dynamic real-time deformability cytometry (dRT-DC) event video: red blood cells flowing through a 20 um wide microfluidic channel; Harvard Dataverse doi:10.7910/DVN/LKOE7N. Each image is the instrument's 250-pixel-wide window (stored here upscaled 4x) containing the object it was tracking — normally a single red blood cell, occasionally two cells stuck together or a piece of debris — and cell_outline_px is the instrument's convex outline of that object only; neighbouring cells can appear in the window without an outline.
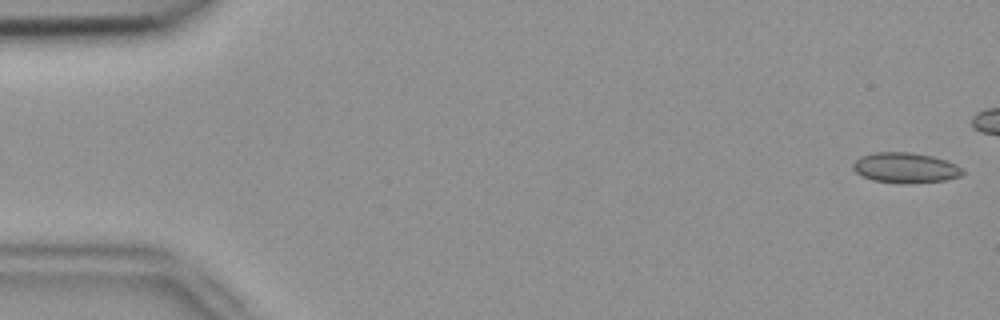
{"species": "common noctule bat (a hibernating species)", "species_latin": "Nyctalus noctula", "temperature_condition": "room temperature", "stored_images_in_passage": 5, "camera_frame_rate_fps": 3000, "um_per_image_px": 0.085, "animal": {"sex": "female", "body_mass_g": 18.4}, "frame": {"image": 1, "passage_image": 1, "time_ms": 0.0, "image_size_px": [1000, 320], "cell_outline_px": [[964, 172], [960, 176], [944, 180], [904, 184], [872, 180], [856, 172], [852, 168], [852, 164], [860, 156], [876, 152], [912, 152], [932, 156], [956, 164], [964, 168]], "centroid_in_image_um": [76.96, 14.26], "position_along_channel_um": 8.0, "area_um2": 19.36}}